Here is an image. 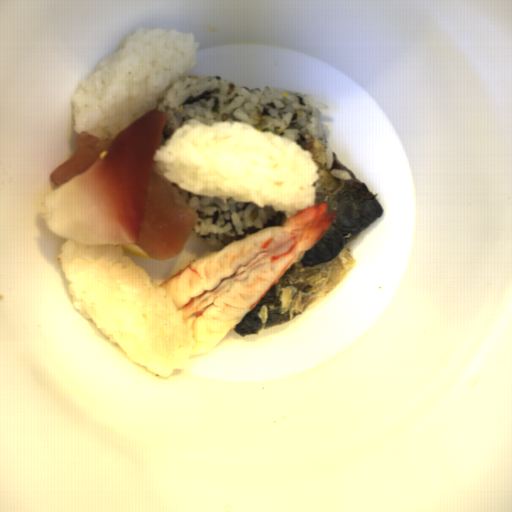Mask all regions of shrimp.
I'll list each match as a JSON object with an SVG mask.
<instances>
[{
	"label": "shrimp",
	"mask_w": 512,
	"mask_h": 512,
	"mask_svg": "<svg viewBox=\"0 0 512 512\" xmlns=\"http://www.w3.org/2000/svg\"><path fill=\"white\" fill-rule=\"evenodd\" d=\"M321 202L304 208L285 224L268 226L233 240L219 251L190 262L164 280L163 287L192 324V355L214 348L268 291L326 233L340 212Z\"/></svg>",
	"instance_id": "1"
}]
</instances>
